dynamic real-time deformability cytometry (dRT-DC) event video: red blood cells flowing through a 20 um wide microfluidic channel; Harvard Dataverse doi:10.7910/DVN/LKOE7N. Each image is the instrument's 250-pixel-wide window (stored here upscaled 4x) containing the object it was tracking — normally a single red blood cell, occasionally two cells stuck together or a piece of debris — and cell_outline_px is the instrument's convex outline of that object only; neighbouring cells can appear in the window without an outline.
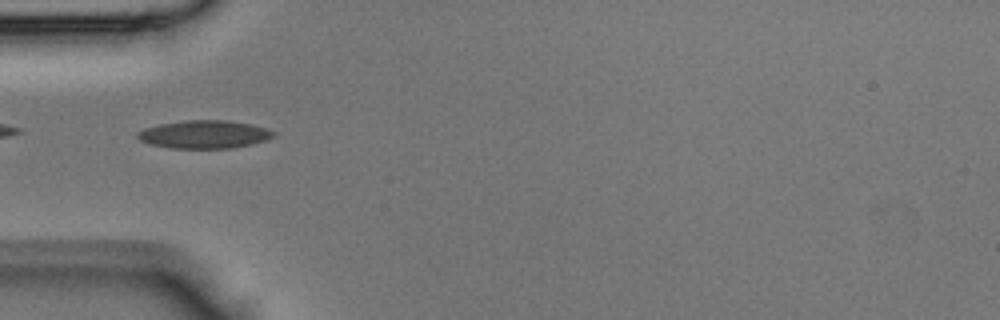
{"species": "Egyptian fruit bat (a non-hibernating species)", "species_latin": "Rousettus aegyptiacus", "temperature_condition": "room temperature", "stored_images_in_passage": 45, "camera_frame_rate_fps": 3000, "um_per_image_px": 0.085, "animal": {"sex": "male"}, "frame": {"image": 1, "passage_image": 15, "time_ms": 4.667, "image_size_px": [1000, 320], "cell_outline_px": [[276, 136], [252, 144], [232, 148], [168, 148], [152, 144], [140, 140], [136, 136], [136, 132], [144, 128], [160, 124], [188, 120], [228, 120], [252, 124], [268, 128], [276, 132]], "centroid_in_image_um": [17.39, 11.42], "position_along_channel_um": 67.6, "area_um2": 22.31}}
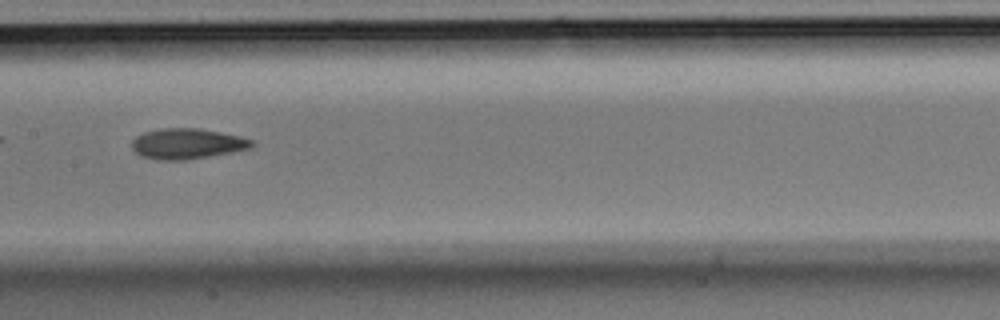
{"frame": {"image": 2, "passage_image": 23, "time_ms": 7.333, "image_size_px": [1000, 320], "cell_outline_px": [[256, 144], [252, 148], [232, 152], [188, 160], [156, 160], [140, 156], [132, 148], [132, 140], [136, 136], [144, 132], [164, 128], [200, 128], [240, 136], [252, 140]], "centroid_in_image_um": [15.92, 12.22], "position_along_channel_um": 191.5, "area_um2": 21.5}}
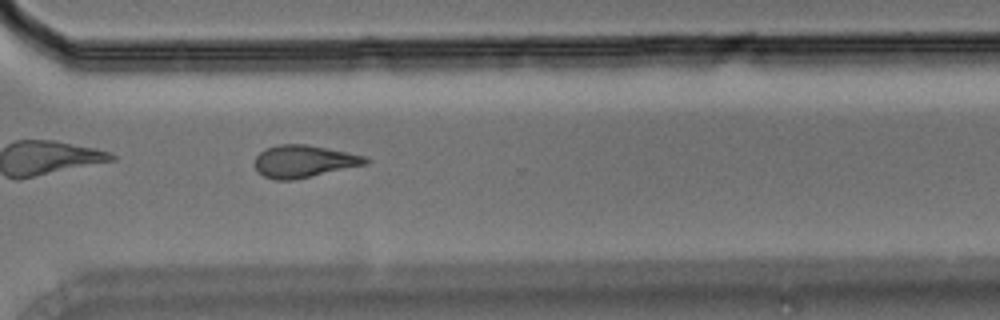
{"frame": {"image": 3, "passage_image": 33, "time_ms": 10.667, "image_size_px": [1000, 320], "cell_outline_px": [[368, 164], [312, 176], [292, 180], [276, 180], [264, 176], [256, 172], [256, 156], [264, 148], [280, 144], [304, 144], [348, 152], [364, 156], [368, 160]], "centroid_in_image_um": [25.81, 13.71], "position_along_channel_um": 344.8, "area_um2": 20.75}}